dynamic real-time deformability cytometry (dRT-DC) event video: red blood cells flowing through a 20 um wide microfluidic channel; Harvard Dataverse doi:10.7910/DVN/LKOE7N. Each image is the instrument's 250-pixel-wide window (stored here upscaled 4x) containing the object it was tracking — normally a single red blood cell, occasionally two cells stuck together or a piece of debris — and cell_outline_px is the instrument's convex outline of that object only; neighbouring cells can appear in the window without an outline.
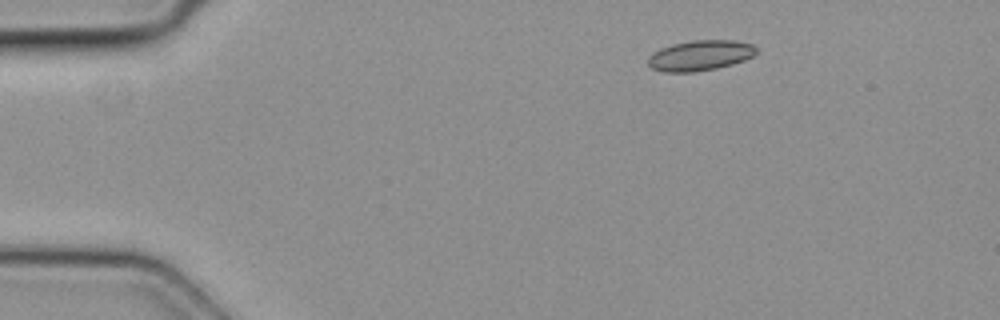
{"species": "common noctule bat (a hibernating species)", "species_latin": "Nyctalus noctula", "temperature_condition": "cold", "stored_images_in_passage": 4, "camera_frame_rate_fps": 3000, "um_per_image_px": 0.085, "animal": {"sex": "female", "body_mass_g": 19.3, "forearm_length_mm": 54.1}, "frame": {"image": 1, "passage_image": 2, "time_ms": 0.333, "image_size_px": [1000, 320], "cell_outline_px": [[756, 52], [752, 56], [744, 60], [732, 64], [716, 68], [696, 72], [664, 72], [652, 68], [648, 64], [648, 56], [652, 52], [660, 48], [672, 44], [692, 40], [736, 40], [752, 44], [756, 48]], "centroid_in_image_um": [59.48, 4.71], "position_along_channel_um": 25.5, "area_um2": 19.25}}